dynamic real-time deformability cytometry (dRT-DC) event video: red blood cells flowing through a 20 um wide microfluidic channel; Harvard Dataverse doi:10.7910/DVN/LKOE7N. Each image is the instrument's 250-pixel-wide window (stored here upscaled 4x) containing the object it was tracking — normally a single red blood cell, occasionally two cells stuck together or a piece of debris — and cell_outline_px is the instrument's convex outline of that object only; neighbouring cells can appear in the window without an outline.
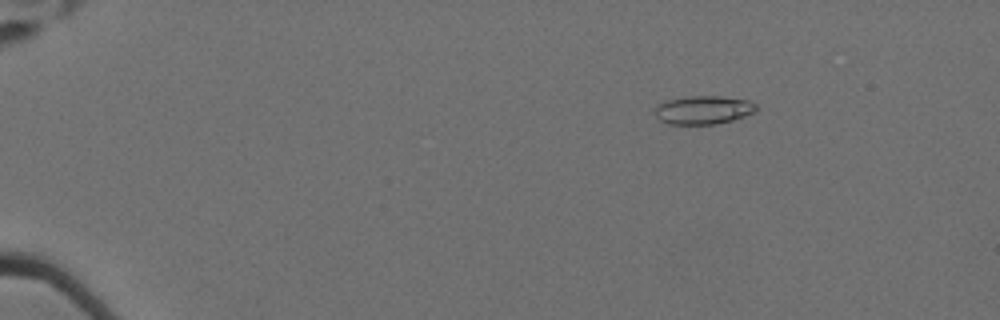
{"species": "Egyptian fruit bat (a non-hibernating species)", "species_latin": "Rousettus aegyptiacus", "temperature_condition": "cold", "stored_images_in_passage": 53, "camera_frame_rate_fps": 3000, "um_per_image_px": 0.085, "animal": {"sex": "female"}, "frame": {"image": 1, "passage_image": 3, "time_ms": 0.667, "image_size_px": [1000, 320], "cell_outline_px": [[756, 112], [732, 120], [716, 124], [668, 124], [660, 120], [656, 116], [656, 108], [660, 104], [668, 100], [688, 96], [720, 96], [748, 100], [756, 104]], "centroid_in_image_um": [59.81, 9.35], "position_along_channel_um": 25.2, "area_um2": 16.65}}
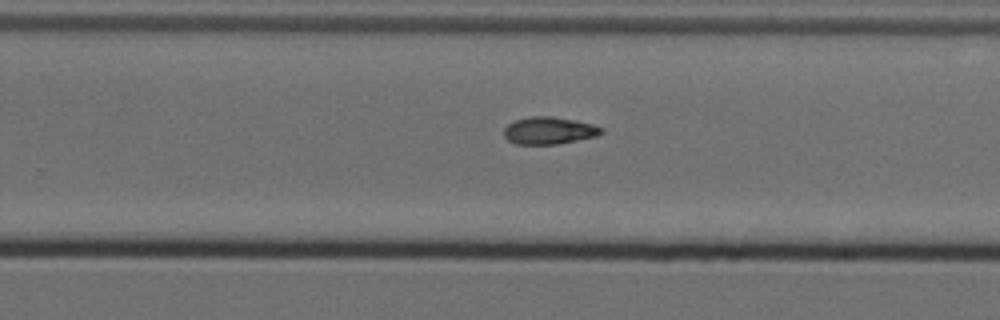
{"frame": {"image": 2, "passage_image": 34, "time_ms": 11.0, "image_size_px": [1000, 320], "cell_outline_px": [[604, 132], [596, 136], [556, 144], [516, 144], [508, 140], [504, 136], [504, 128], [508, 124], [516, 120], [532, 116], [552, 116], [592, 124], [604, 128]], "centroid_in_image_um": [46.66, 11.1], "position_along_channel_um": 283.1, "area_um2": 15.32}}
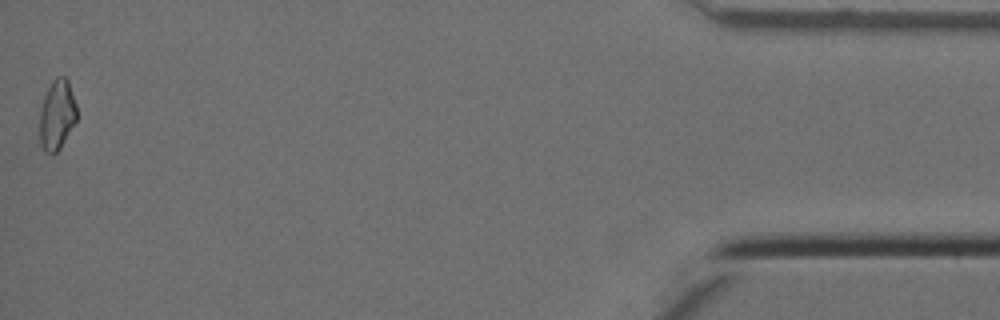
{"frame": {"image": 3, "passage_image": 53, "time_ms": 17.333, "image_size_px": [1000, 320], "cell_outline_px": [[76, 120], [60, 148], [56, 152], [48, 152], [40, 144], [40, 108], [44, 96], [52, 80], [56, 76], [64, 76], [68, 80], [76, 104]], "centroid_in_image_um": [4.84, 9.71], "position_along_channel_um": 430.4, "area_um2": 14.91}}